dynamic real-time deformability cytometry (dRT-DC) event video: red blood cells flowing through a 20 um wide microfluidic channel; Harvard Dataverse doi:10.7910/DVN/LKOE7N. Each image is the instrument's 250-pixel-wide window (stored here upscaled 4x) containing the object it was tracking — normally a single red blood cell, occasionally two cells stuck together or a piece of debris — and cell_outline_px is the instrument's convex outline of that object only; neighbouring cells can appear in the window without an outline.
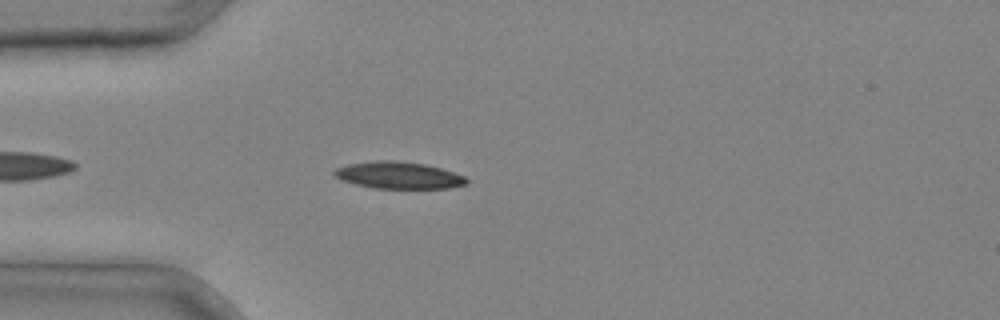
{"species": "common noctule bat (a hibernating species)", "species_latin": "Nyctalus noctula", "temperature_condition": "cold", "stored_images_in_passage": 31, "camera_frame_rate_fps": 3000, "um_per_image_px": 0.085, "animal": {"sex": "male", "body_mass_g": 20.4}, "frame": {"image": 1, "passage_image": 4, "time_ms": 1.0, "image_size_px": [1000, 320], "cell_outline_px": [[468, 184], [448, 188], [376, 188], [356, 184], [340, 180], [332, 172], [336, 168], [348, 164], [376, 160], [392, 160], [424, 164], [440, 168], [464, 176], [468, 180]], "centroid_in_image_um": [33.86, 14.89], "position_along_channel_um": 51.1, "area_um2": 20.58}}
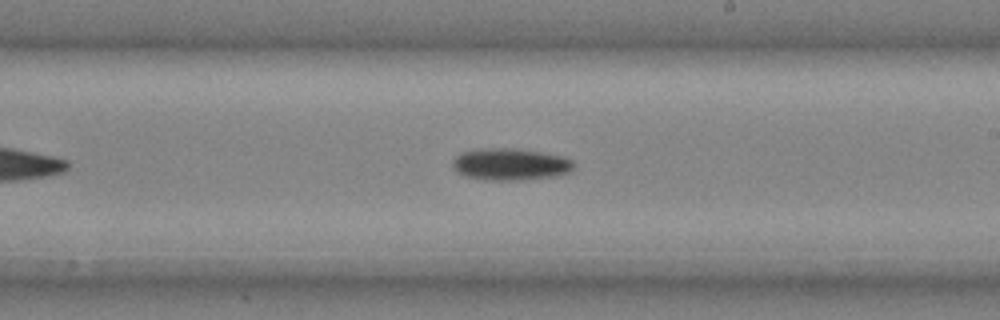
{"frame": {"image": 2, "passage_image": 16, "time_ms": 5.0, "image_size_px": [1000, 320], "cell_outline_px": [[572, 172], [556, 176], [524, 180], [484, 180], [464, 176], [456, 172], [452, 168], [452, 160], [460, 152], [476, 148], [512, 148], [540, 152], [560, 156], [572, 160]], "centroid_in_image_um": [43.31, 13.97], "position_along_channel_um": 245.7, "area_um2": 22.83}}
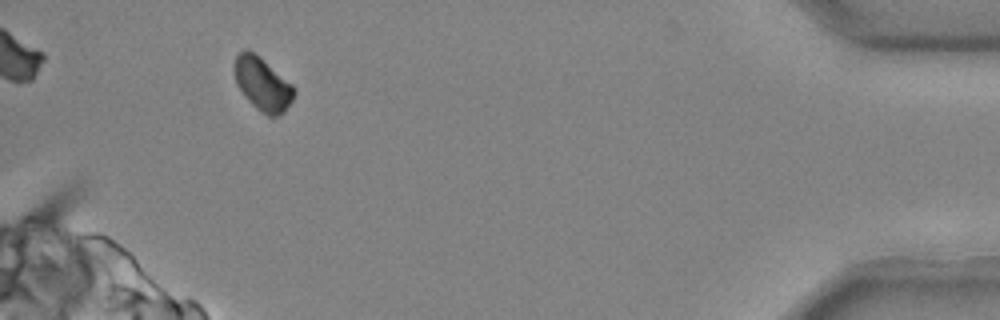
{"frame": {"image": 3, "passage_image": 29, "time_ms": 9.333, "image_size_px": [1000, 320], "cell_outline_px": [[296, 92], [292, 100], [284, 112], [276, 116], [268, 116], [260, 112], [244, 96], [236, 84], [232, 68], [232, 64], [236, 56], [244, 48], [260, 56], [292, 84], [296, 88]], "centroid_in_image_um": [22.29, 7.13], "position_along_channel_um": 412.9, "area_um2": 18.79}}